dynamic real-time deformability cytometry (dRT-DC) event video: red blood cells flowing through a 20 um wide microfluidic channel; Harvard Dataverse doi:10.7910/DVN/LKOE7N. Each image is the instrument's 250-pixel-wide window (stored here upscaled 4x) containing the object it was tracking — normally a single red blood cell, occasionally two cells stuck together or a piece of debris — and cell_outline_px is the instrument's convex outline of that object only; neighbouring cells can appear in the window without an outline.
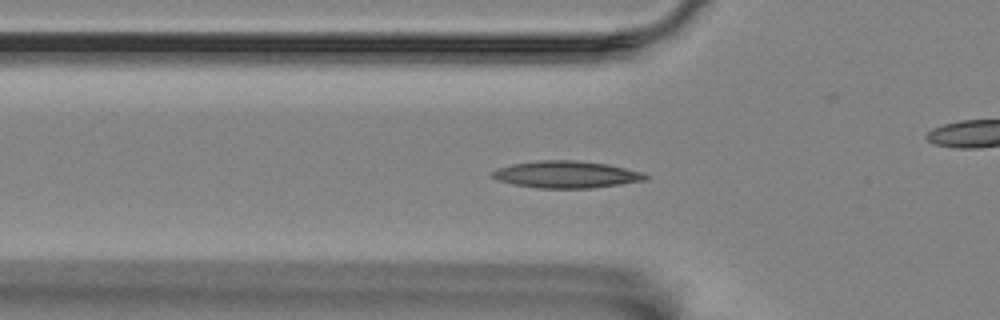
{"species": "Egyptian fruit bat (a non-hibernating species)", "species_latin": "Rousettus aegyptiacus", "temperature_condition": "room temperature", "stored_images_in_passage": 41, "camera_frame_rate_fps": 3000, "um_per_image_px": 0.085, "animal": {"sex": "female"}, "frame": {"image": 1, "passage_image": 8, "time_ms": 2.333, "image_size_px": [1000, 320], "cell_outline_px": [[652, 176], [648, 180], [592, 188], [536, 188], [512, 184], [496, 180], [488, 176], [488, 172], [512, 164], [540, 160], [576, 160], [608, 164], [644, 172]], "centroid_in_image_um": [48.14, 14.83], "position_along_channel_um": 77.7, "area_um2": 24.51}}
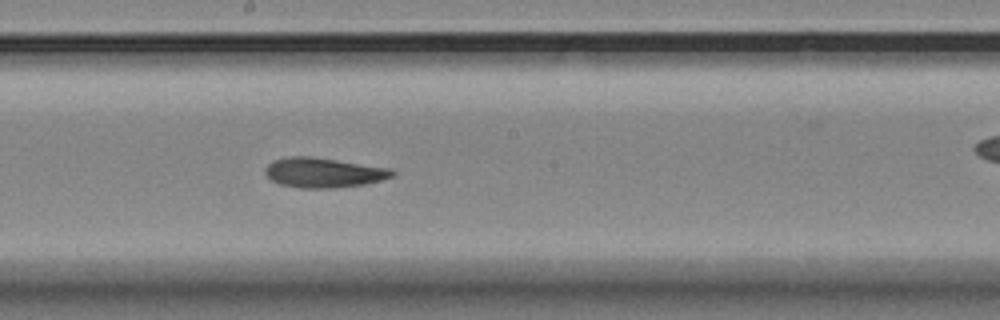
{"frame": {"image": 2, "passage_image": 20, "time_ms": 6.333, "image_size_px": [1000, 320], "cell_outline_px": [[396, 176], [364, 184], [336, 188], [300, 188], [280, 184], [272, 180], [264, 172], [264, 168], [272, 160], [288, 156], [312, 156], [392, 168], [396, 172]], "centroid_in_image_um": [27.52, 14.66], "position_along_channel_um": 220.7, "area_um2": 22.37}}
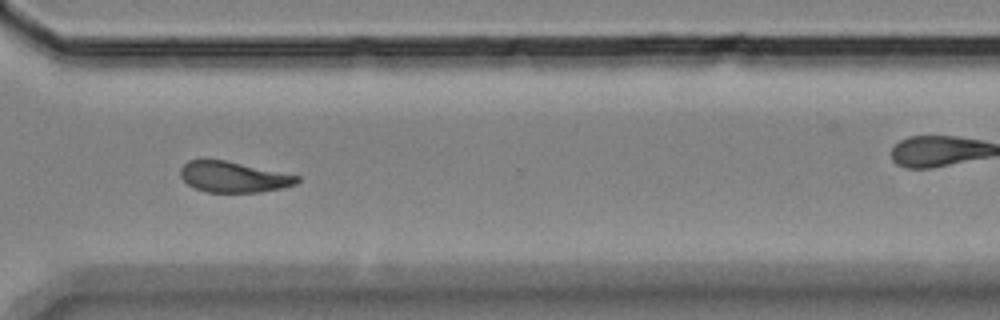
{"frame": {"image": 3, "passage_image": 31, "time_ms": 10.0, "image_size_px": [1000, 320], "cell_outline_px": [[300, 180], [296, 184], [280, 188], [260, 192], [208, 192], [196, 188], [188, 184], [180, 176], [180, 168], [188, 160], [224, 160], [300, 176]], "centroid_in_image_um": [19.84, 15.04], "position_along_channel_um": 350.8, "area_um2": 20.63}, "authors_computed_cell_mechanics": {"area_um2": 22.0218, "velocity_mm_per_s": 3.5545, "shape_relaxation_time_tau1_ms": null, "shape_relaxation_time_tau2_ms": 1.7017, "deformation_change_tau1": null, "deformation_change_tau2": 0.0913}}